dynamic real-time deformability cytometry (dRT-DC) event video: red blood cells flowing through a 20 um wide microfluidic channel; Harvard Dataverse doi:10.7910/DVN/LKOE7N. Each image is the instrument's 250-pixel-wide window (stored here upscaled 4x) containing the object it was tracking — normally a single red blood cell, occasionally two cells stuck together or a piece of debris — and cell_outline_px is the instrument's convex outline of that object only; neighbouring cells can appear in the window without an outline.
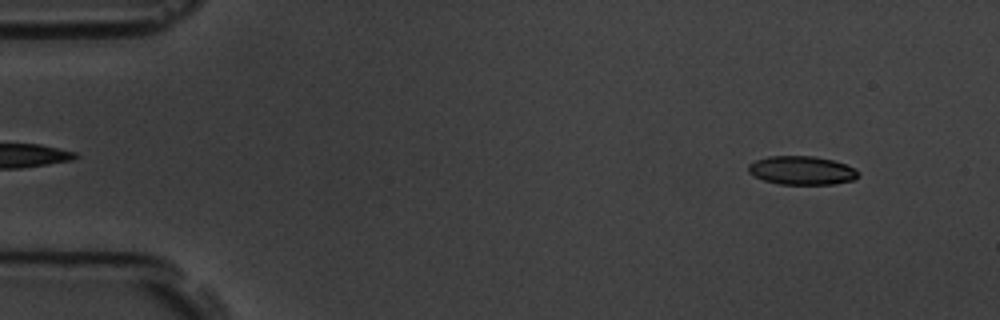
{"species": "common noctule bat (a hibernating species)", "species_latin": "Nyctalus noctula", "temperature_condition": "room temperature", "stored_images_in_passage": 4, "camera_frame_rate_fps": 3000, "um_per_image_px": 0.085, "animal": {"sex": "male", "body_mass_g": 19.5, "forearm_length_mm": 54.6}, "frame": {"image": 1, "passage_image": 1, "time_ms": 0.0, "image_size_px": [1000, 320], "cell_outline_px": [[860, 176], [852, 180], [836, 184], [780, 184], [764, 180], [748, 172], [748, 164], [756, 160], [768, 156], [812, 156], [832, 160], [856, 168], [860, 172]], "centroid_in_image_um": [68.18, 14.48], "position_along_channel_um": 16.8, "area_um2": 18.32}}
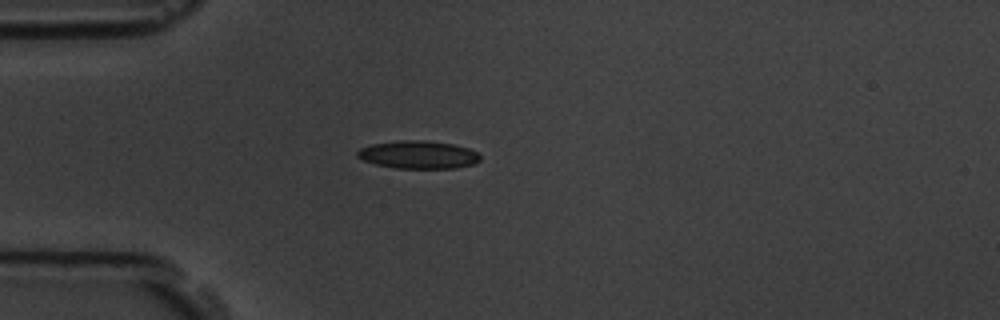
{"frame": {"image": 2, "passage_image": 3, "time_ms": 3.333, "image_size_px": [1000, 320], "cell_outline_px": [[480, 160], [472, 164], [456, 168], [396, 168], [376, 164], [364, 160], [356, 156], [356, 152], [360, 148], [372, 144], [400, 140], [424, 140], [452, 144], [468, 148], [476, 152], [480, 156]], "centroid_in_image_um": [35.54, 13.15], "position_along_channel_um": 49.5, "area_um2": 19.83}}